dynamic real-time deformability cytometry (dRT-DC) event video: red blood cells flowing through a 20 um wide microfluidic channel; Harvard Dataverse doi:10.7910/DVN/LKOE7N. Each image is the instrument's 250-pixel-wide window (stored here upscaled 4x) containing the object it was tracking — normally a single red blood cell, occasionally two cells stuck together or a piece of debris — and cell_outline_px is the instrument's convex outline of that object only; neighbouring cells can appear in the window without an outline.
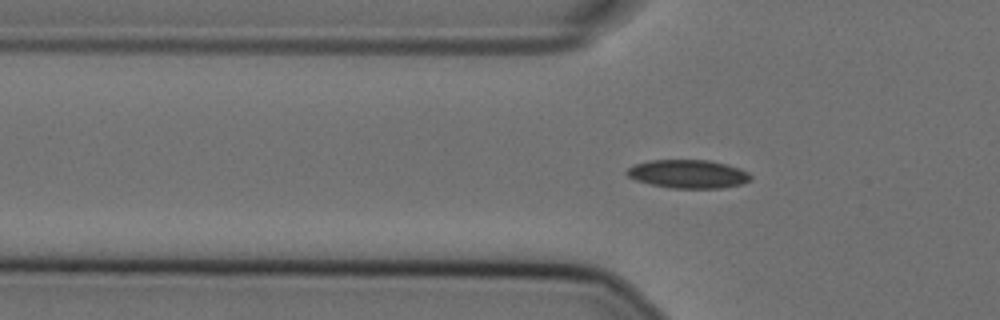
{"species": "Egyptian fruit bat (a non-hibernating species)", "species_latin": "Rousettus aegyptiacus", "temperature_condition": "cold", "stored_images_in_passage": 58, "camera_frame_rate_fps": 3000, "um_per_image_px": 0.085, "animal": {"sex": "female"}, "frame": {"image": 1, "passage_image": 19, "time_ms": 6.0, "image_size_px": [1000, 320], "cell_outline_px": [[752, 180], [740, 184], [720, 188], [668, 188], [636, 180], [628, 176], [624, 172], [628, 168], [636, 164], [648, 160], [708, 160], [728, 164], [740, 168], [748, 172], [752, 176]], "centroid_in_image_um": [58.51, 14.78], "position_along_channel_um": 67.3, "area_um2": 20.58}}
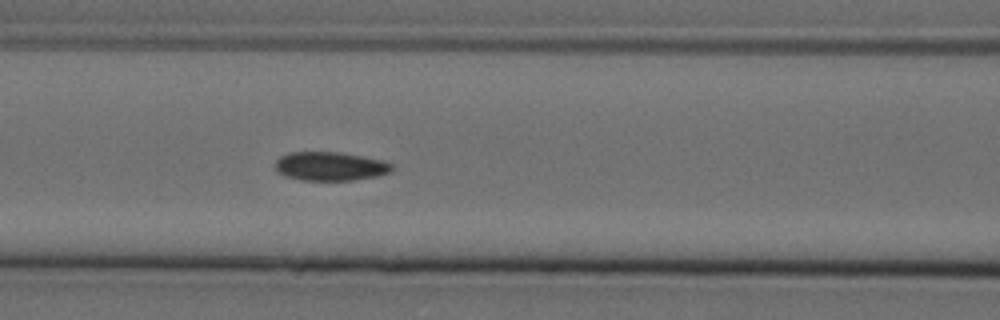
{"frame": {"image": 2, "passage_image": 25, "time_ms": 8.0, "image_size_px": [1000, 320], "cell_outline_px": [[392, 172], [376, 176], [352, 180], [300, 180], [284, 176], [276, 172], [276, 160], [280, 156], [288, 152], [340, 152], [364, 156], [384, 160], [392, 164]], "centroid_in_image_um": [28.06, 14.13], "position_along_channel_um": 138.5, "area_um2": 19.77}}
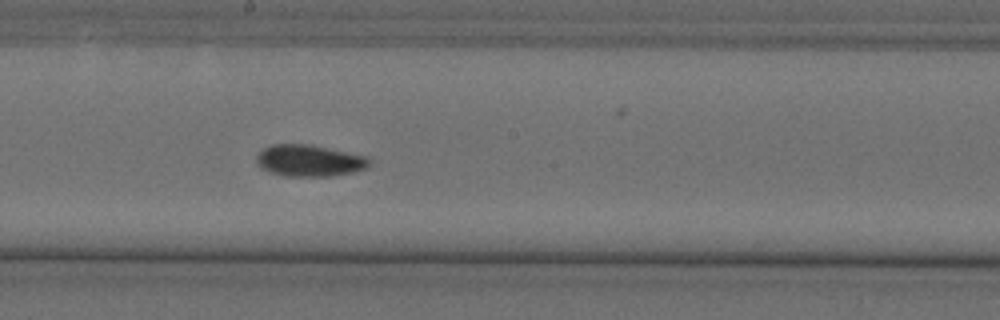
{"frame": {"image": 3, "passage_image": 32, "time_ms": 10.333, "image_size_px": [1000, 320], "cell_outline_px": [[372, 164], [368, 168], [352, 172], [332, 176], [284, 176], [260, 168], [256, 164], [256, 156], [264, 148], [272, 144], [308, 144], [368, 156], [372, 160]], "centroid_in_image_um": [26.33, 13.65], "position_along_channel_um": 221.9, "area_um2": 20.98}}